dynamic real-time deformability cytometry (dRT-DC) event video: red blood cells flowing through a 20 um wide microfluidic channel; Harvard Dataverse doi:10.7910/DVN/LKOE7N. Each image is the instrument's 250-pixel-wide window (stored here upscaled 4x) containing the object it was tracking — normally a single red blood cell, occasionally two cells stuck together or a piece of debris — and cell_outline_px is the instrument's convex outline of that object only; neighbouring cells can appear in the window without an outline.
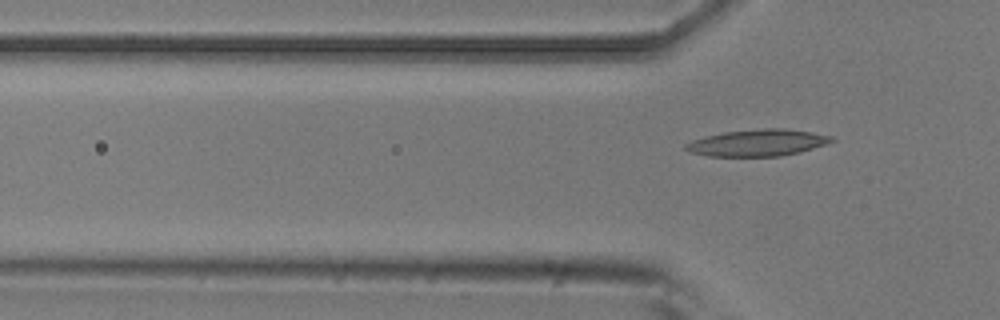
{"species": "common noctule bat (a hibernating species)", "species_latin": "Nyctalus noctula", "temperature_condition": "room temperature", "stored_images_in_passage": 6, "camera_frame_rate_fps": 3000, "um_per_image_px": 0.085, "animal": {"sex": "male", "body_mass_g": 20.5, "forearm_length_mm": 52.5}, "frame": {"image": 1, "passage_image": 6, "time_ms": 1.667, "image_size_px": [1000, 320], "cell_outline_px": [[836, 140], [800, 152], [780, 156], [708, 156], [692, 152], [684, 148], [684, 144], [692, 140], [704, 136], [724, 132], [764, 128], [784, 128], [812, 132], [832, 136]], "centroid_in_image_um": [64.38, 12.13], "position_along_channel_um": 61.4, "area_um2": 22.6}}